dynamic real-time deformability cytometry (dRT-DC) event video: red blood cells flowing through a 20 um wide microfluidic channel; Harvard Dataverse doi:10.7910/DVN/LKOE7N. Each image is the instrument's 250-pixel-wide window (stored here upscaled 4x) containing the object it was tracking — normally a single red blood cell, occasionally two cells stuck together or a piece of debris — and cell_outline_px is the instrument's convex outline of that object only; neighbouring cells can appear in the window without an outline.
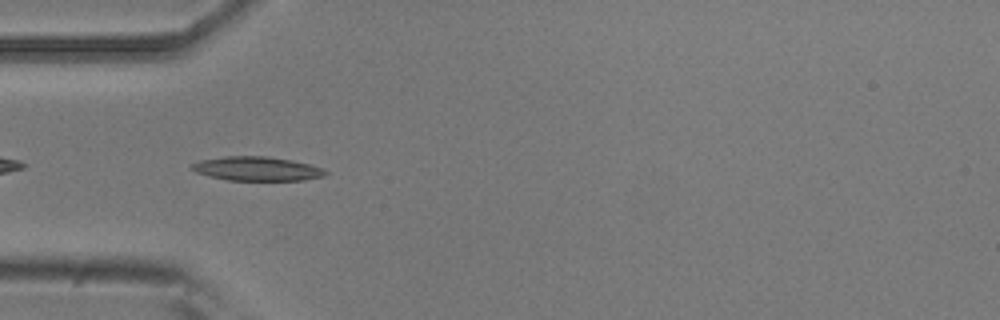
{"species": "common noctule bat (a hibernating species)", "species_latin": "Nyctalus noctula", "temperature_condition": "room temperature", "stored_images_in_passage": 7, "camera_frame_rate_fps": 3000, "um_per_image_px": 0.085, "animal": {"sex": "male", "body_mass_g": 20.5, "forearm_length_mm": 52.5}, "frame": {"image": 1, "passage_image": 4, "time_ms": 1.0, "image_size_px": [1000, 320], "cell_outline_px": [[328, 172], [324, 176], [304, 180], [228, 180], [196, 172], [188, 168], [192, 164], [200, 160], [224, 156], [268, 156], [292, 160], [324, 168]], "centroid_in_image_um": [21.85, 14.33], "position_along_channel_um": 63.2, "area_um2": 18.73}}
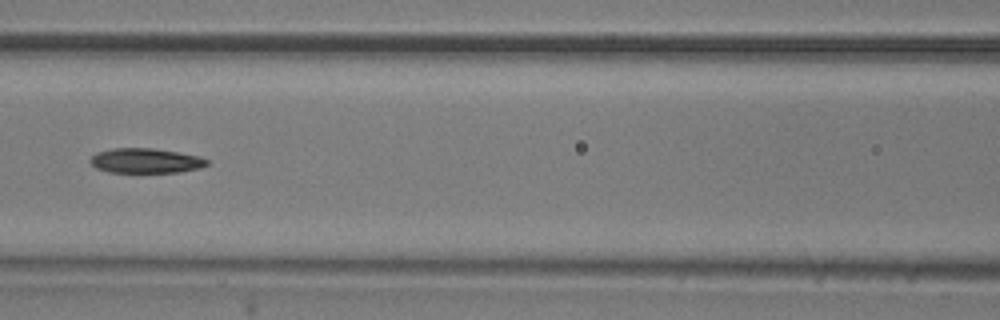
{"frame": {"image": 2, "passage_image": 6, "time_ms": 1.667, "image_size_px": [1000, 320], "cell_outline_px": [[208, 164], [200, 168], [180, 172], [108, 172], [96, 168], [88, 160], [96, 152], [112, 148], [152, 148], [200, 156], [208, 160]], "centroid_in_image_um": [12.36, 13.66], "position_along_channel_um": 154.2, "area_um2": 16.88}}
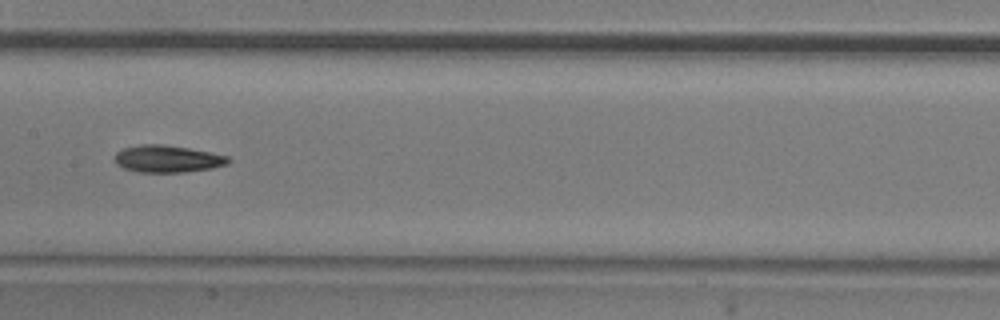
{"frame": {"image": 3, "passage_image": 7, "time_ms": 2.0, "image_size_px": [1000, 320], "cell_outline_px": [[232, 160], [228, 164], [212, 168], [184, 172], [136, 172], [124, 168], [116, 164], [116, 152], [124, 148], [140, 144], [164, 144], [188, 148], [228, 156]], "centroid_in_image_um": [14.24, 13.5], "position_along_channel_um": 193.2, "area_um2": 17.92}}